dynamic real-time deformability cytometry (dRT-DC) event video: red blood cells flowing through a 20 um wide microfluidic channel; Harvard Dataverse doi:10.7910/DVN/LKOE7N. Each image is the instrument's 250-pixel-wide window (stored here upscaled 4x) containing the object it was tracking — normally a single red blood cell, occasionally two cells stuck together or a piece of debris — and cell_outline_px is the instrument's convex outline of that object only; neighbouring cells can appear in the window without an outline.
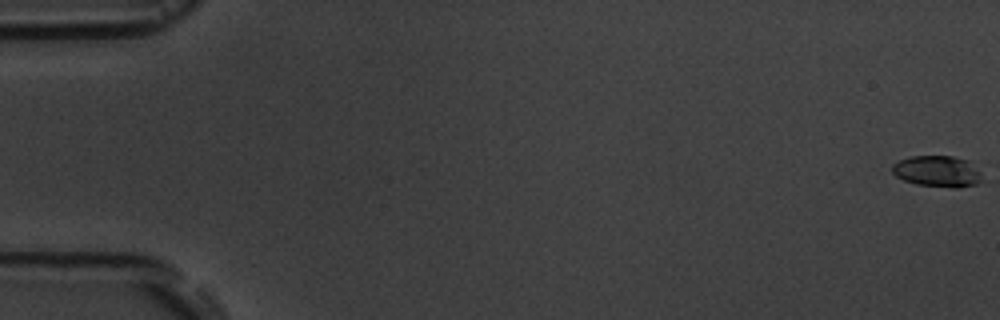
{"species": "common noctule bat (a hibernating species)", "species_latin": "Nyctalus noctula", "temperature_condition": "room temperature", "stored_images_in_passage": 5, "segment_of_instrument_passage": [2, 2], "camera_frame_rate_fps": 3000, "um_per_image_px": 0.085, "animal": {"sex": "male", "body_mass_g": 19.5, "forearm_length_mm": 54.6}, "frame": {"image": 1, "passage_image": 5, "time_ms": 5.333, "image_size_px": [1000, 320], "cell_outline_px": [[984, 180], [976, 184], [960, 188], [956, 188], [916, 184], [904, 180], [896, 176], [892, 172], [892, 164], [900, 160], [912, 156], [952, 156], [968, 160], [980, 172]], "centroid_in_image_um": [79.7, 14.57], "position_along_channel_um": 5.3, "area_um2": 16.42}}